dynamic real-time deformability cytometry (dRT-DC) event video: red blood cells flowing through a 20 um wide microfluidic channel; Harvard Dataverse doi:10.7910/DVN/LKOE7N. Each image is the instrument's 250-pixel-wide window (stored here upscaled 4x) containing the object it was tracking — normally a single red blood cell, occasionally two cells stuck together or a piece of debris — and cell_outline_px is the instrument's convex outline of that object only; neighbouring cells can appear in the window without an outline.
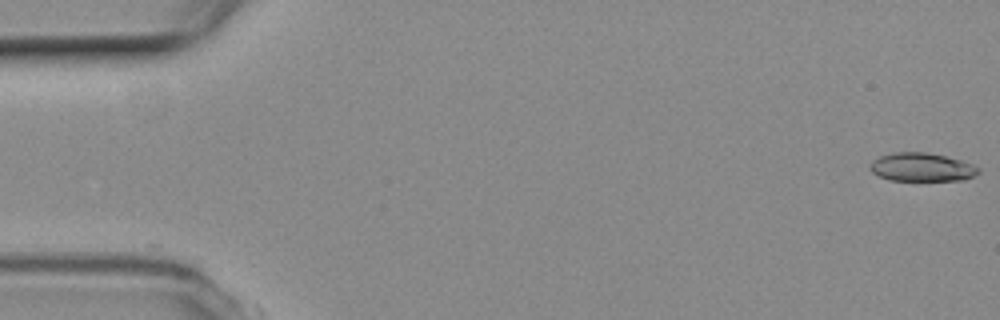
{"species": "common noctule bat (a hibernating species)", "species_latin": "Nyctalus noctula", "temperature_condition": "room temperature", "stored_images_in_passage": 2, "camera_frame_rate_fps": 3000, "um_per_image_px": 0.085, "animal": {"sex": "female", "body_mass_g": 19.3, "forearm_length_mm": 54.1}, "frame": {"image": 1, "passage_image": 1, "time_ms": 0.0, "image_size_px": [1000, 320], "cell_outline_px": [[980, 172], [964, 180], [888, 180], [872, 172], [868, 168], [872, 160], [880, 156], [892, 152], [924, 152], [944, 156], [960, 160], [972, 164], [980, 168]], "centroid_in_image_um": [78.32, 14.21], "position_along_channel_um": 6.7, "area_um2": 17.92}}